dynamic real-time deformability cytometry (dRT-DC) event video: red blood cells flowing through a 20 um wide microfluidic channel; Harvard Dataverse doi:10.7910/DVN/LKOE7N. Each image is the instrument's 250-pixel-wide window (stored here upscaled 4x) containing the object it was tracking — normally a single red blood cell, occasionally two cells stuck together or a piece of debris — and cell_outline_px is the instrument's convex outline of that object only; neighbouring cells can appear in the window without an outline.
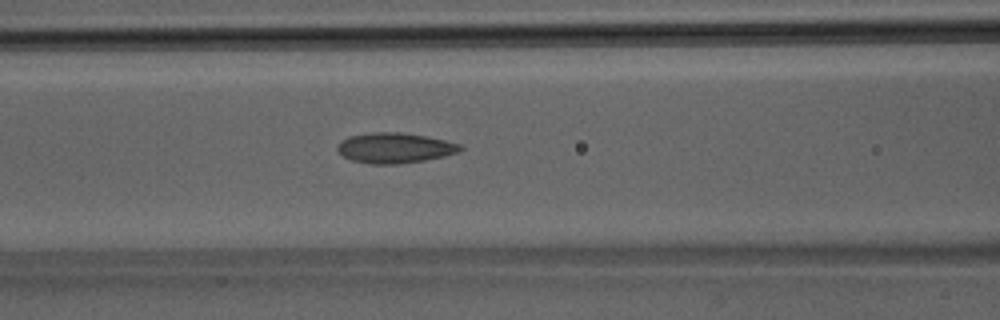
{"species": "Egyptian fruit bat (a non-hibernating species)", "species_latin": "Rousettus aegyptiacus", "temperature_condition": "room temperature", "stored_images_in_passage": 31, "camera_frame_rate_fps": 3000, "um_per_image_px": 0.085, "animal": {"sex": "male"}, "frame": {"image": 1, "passage_image": 8, "time_ms": 2.333, "image_size_px": [1000, 320], "cell_outline_px": [[464, 148], [456, 152], [444, 156], [424, 160], [396, 164], [368, 164], [352, 160], [344, 156], [336, 148], [340, 140], [348, 136], [372, 132], [400, 132], [428, 136], [460, 144]], "centroid_in_image_um": [33.52, 12.56], "position_along_channel_um": 133.1, "area_um2": 21.68}}
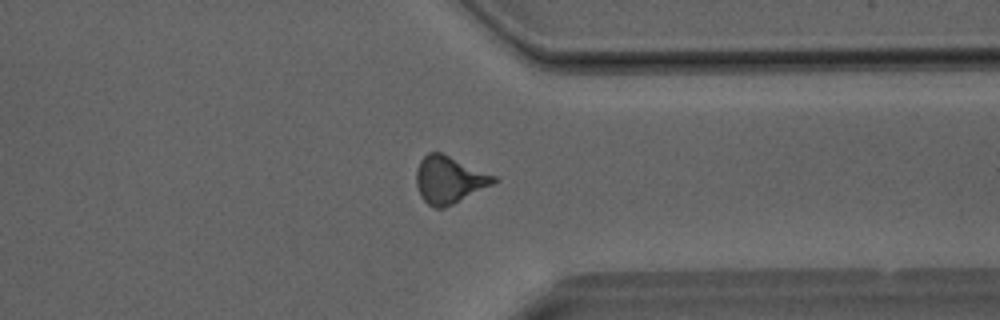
{"frame": {"image": 2, "passage_image": 22, "time_ms": 7.0, "image_size_px": [1000, 320], "cell_outline_px": [[500, 180], [444, 208], [436, 208], [428, 204], [420, 196], [416, 184], [416, 168], [420, 160], [428, 152], [440, 152], [496, 176]], "centroid_in_image_um": [38.15, 15.27], "position_along_channel_um": 373.3, "area_um2": 21.04}}
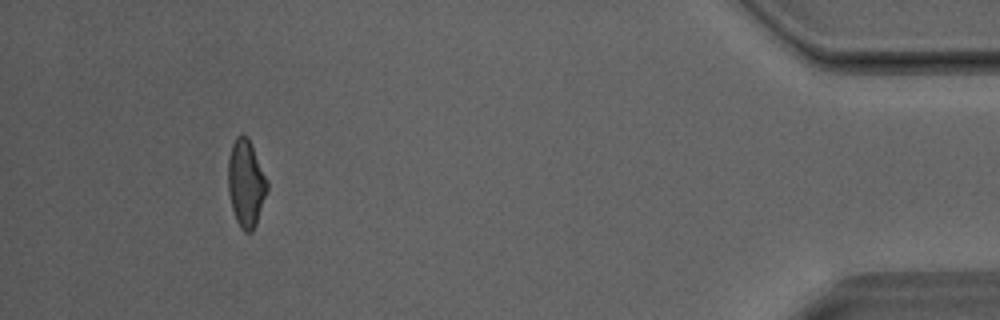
{"frame": {"image": 3, "passage_image": 28, "time_ms": 9.0, "image_size_px": [1000, 320], "cell_outline_px": [[268, 188], [256, 224], [252, 232], [244, 232], [240, 228], [236, 220], [232, 208], [228, 192], [228, 156], [232, 144], [236, 136], [244, 132], [248, 136], [252, 144], [268, 180]], "centroid_in_image_um": [20.9, 15.54], "position_along_channel_um": 414.3, "area_um2": 20.17}}